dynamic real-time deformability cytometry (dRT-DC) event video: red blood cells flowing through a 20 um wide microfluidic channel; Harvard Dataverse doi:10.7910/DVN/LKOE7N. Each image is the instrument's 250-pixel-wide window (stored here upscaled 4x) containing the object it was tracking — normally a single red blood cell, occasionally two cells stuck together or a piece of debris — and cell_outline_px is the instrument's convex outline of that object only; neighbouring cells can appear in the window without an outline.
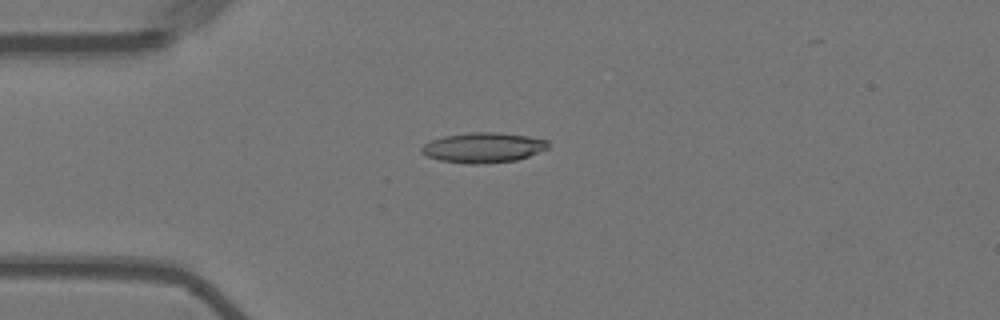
{"species": "Egyptian fruit bat (a non-hibernating species)", "species_latin": "Rousettus aegyptiacus", "temperature_condition": "warm", "stored_images_in_passage": 52, "camera_frame_rate_fps": 3000, "um_per_image_px": 0.085, "animal": {"sex": "female"}, "frame": {"image": 1, "passage_image": 14, "time_ms": 4.333, "image_size_px": [1000, 320], "cell_outline_px": [[548, 148], [528, 156], [516, 160], [480, 164], [472, 164], [440, 160], [428, 156], [420, 152], [420, 148], [424, 144], [432, 140], [444, 136], [468, 132], [496, 132], [528, 136], [548, 140]], "centroid_in_image_um": [41.06, 12.54], "position_along_channel_um": 43.9, "area_um2": 22.08}}
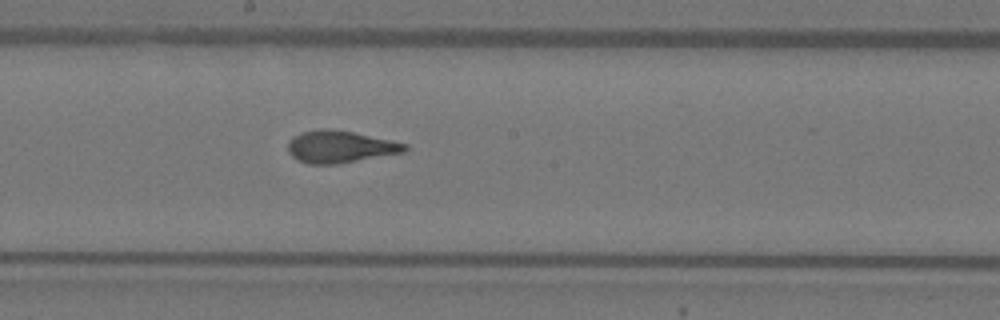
{"frame": {"image": 2, "passage_image": 30, "time_ms": 9.667, "image_size_px": [1000, 320], "cell_outline_px": [[408, 148], [404, 152], [336, 164], [308, 164], [292, 156], [288, 152], [288, 140], [292, 136], [300, 132], [320, 128], [328, 128], [352, 132], [392, 140], [408, 144]], "centroid_in_image_um": [28.88, 12.46], "position_along_channel_um": 219.3, "area_um2": 21.91}}
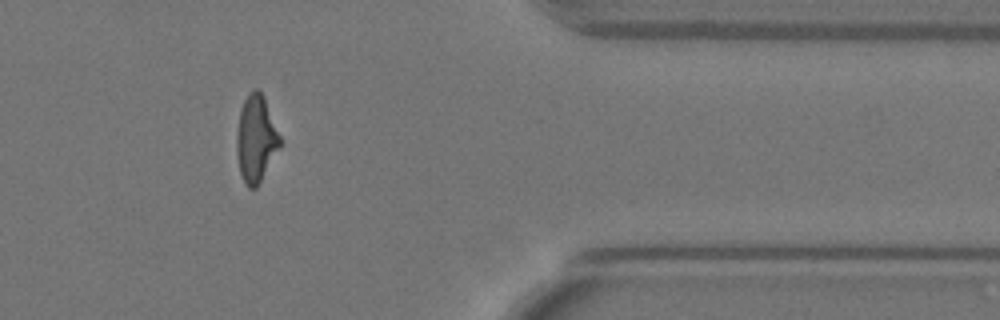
{"frame": {"image": 3, "passage_image": 46, "time_ms": 15.0, "image_size_px": [1000, 320], "cell_outline_px": [[280, 148], [256, 188], [248, 188], [240, 172], [236, 152], [236, 132], [240, 108], [248, 92], [256, 88], [264, 96], [280, 136]], "centroid_in_image_um": [21.74, 11.77], "position_along_channel_um": 389.7, "area_um2": 21.91}, "authors_computed_cell_mechanics": {"area_um2": 21.675, "velocity_mm_per_s": 3.6254, "shape_relaxation_time_tau1_ms": 8.967, "shape_relaxation_time_tau2_ms": 1.3458, "deformation_change_tau1": 0.2622, "deformation_change_tau2": 0.0996}}